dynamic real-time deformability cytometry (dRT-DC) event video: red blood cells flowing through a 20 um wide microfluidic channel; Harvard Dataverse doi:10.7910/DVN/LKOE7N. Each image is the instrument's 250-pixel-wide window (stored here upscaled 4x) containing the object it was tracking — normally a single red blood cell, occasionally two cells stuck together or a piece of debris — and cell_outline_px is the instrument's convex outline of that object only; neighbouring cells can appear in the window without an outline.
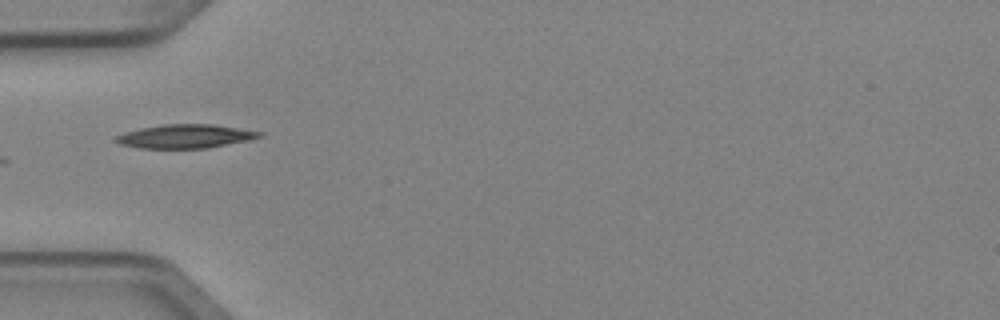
{"species": "Egyptian fruit bat (a non-hibernating species)", "species_latin": "Rousettus aegyptiacus", "temperature_condition": "cold", "stored_images_in_passage": 2, "camera_frame_rate_fps": 3000, "um_per_image_px": 0.085, "animal": {"sex": "female"}, "frame": {"image": 1, "passage_image": 1, "time_ms": 0.0, "image_size_px": [1000, 320], "cell_outline_px": [[264, 136], [248, 140], [208, 148], [140, 148], [120, 144], [112, 140], [116, 136], [124, 132], [140, 128], [164, 124], [212, 124], [264, 132]], "centroid_in_image_um": [15.74, 11.58], "position_along_channel_um": 69.3, "area_um2": 19.88}}
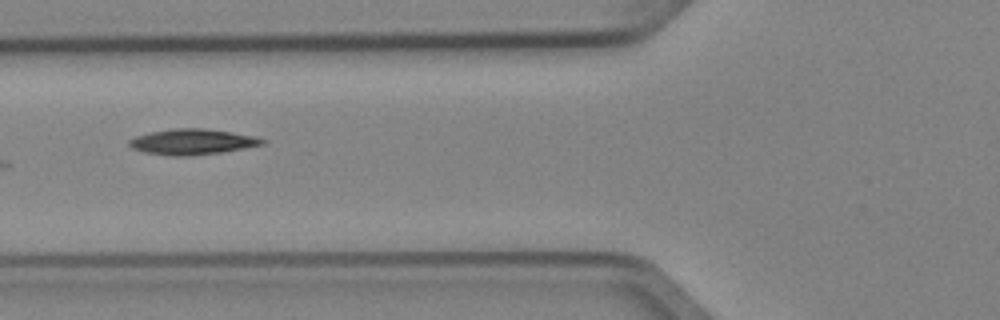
{"frame": {"image": 2, "passage_image": 2, "time_ms": 0.333, "image_size_px": [1000, 320], "cell_outline_px": [[268, 140], [264, 144], [244, 148], [220, 152], [188, 156], [168, 156], [144, 152], [132, 148], [128, 144], [128, 140], [136, 136], [148, 132], [172, 128], [204, 128], [232, 132], [256, 136]], "centroid_in_image_um": [16.33, 12.04], "position_along_channel_um": 109.5, "area_um2": 20.06}}